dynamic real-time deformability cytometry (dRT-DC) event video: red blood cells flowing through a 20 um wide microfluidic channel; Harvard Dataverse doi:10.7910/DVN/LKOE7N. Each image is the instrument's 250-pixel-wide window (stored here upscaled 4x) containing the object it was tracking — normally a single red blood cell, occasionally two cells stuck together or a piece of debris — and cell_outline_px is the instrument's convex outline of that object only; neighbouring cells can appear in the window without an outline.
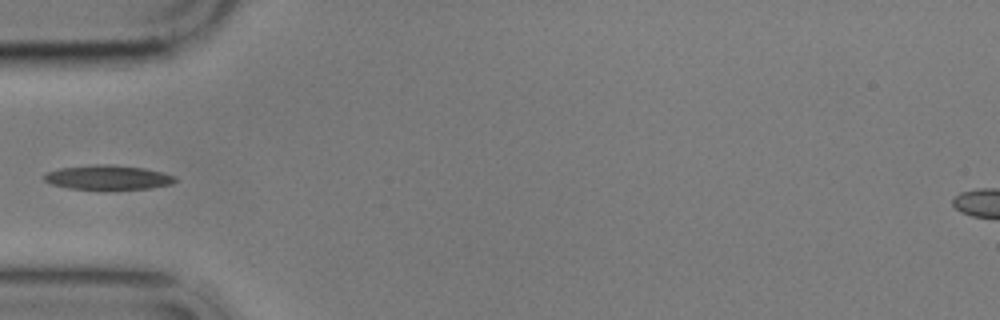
{"species": "common noctule bat (a hibernating species)", "species_latin": "Nyctalus noctula", "temperature_condition": "cold", "stored_images_in_passage": 9, "camera_frame_rate_fps": 3000, "um_per_image_px": 0.085, "animal": {"sex": "male", "body_mass_g": 17.9}, "frame": {"image": 1, "passage_image": 6, "time_ms": 6.0, "image_size_px": [1000, 320], "cell_outline_px": [[176, 180], [172, 184], [152, 188], [68, 188], [52, 184], [44, 180], [44, 176], [48, 172], [60, 168], [92, 164], [112, 164], [144, 168], [176, 176]], "centroid_in_image_um": [9.19, 15.06], "position_along_channel_um": 75.8, "area_um2": 18.26}}
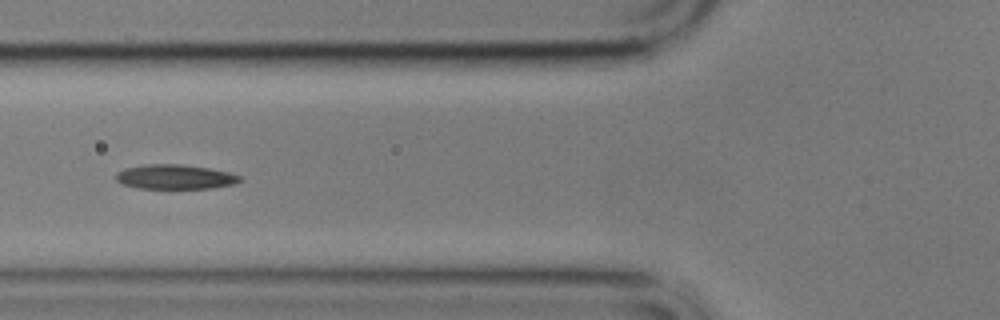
{"frame": {"image": 2, "passage_image": 7, "time_ms": 7.0, "image_size_px": [1000, 320], "cell_outline_px": [[244, 180], [236, 184], [212, 188], [140, 188], [124, 184], [116, 180], [116, 172], [124, 168], [144, 164], [180, 164], [208, 168], [228, 172], [240, 176]], "centroid_in_image_um": [14.9, 15.03], "position_along_channel_um": 110.9, "area_um2": 17.74}}
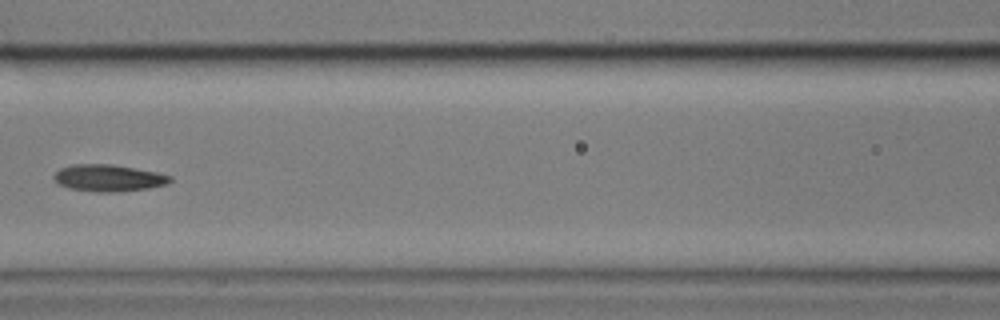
{"frame": {"image": 3, "passage_image": 8, "time_ms": 8.333, "image_size_px": [1000, 320], "cell_outline_px": [[172, 180], [168, 184], [148, 188], [112, 192], [96, 192], [68, 188], [60, 184], [52, 176], [60, 168], [72, 164], [112, 164], [156, 172], [172, 176]], "centroid_in_image_um": [9.22, 15.12], "position_along_channel_um": 157.4, "area_um2": 18.09}}